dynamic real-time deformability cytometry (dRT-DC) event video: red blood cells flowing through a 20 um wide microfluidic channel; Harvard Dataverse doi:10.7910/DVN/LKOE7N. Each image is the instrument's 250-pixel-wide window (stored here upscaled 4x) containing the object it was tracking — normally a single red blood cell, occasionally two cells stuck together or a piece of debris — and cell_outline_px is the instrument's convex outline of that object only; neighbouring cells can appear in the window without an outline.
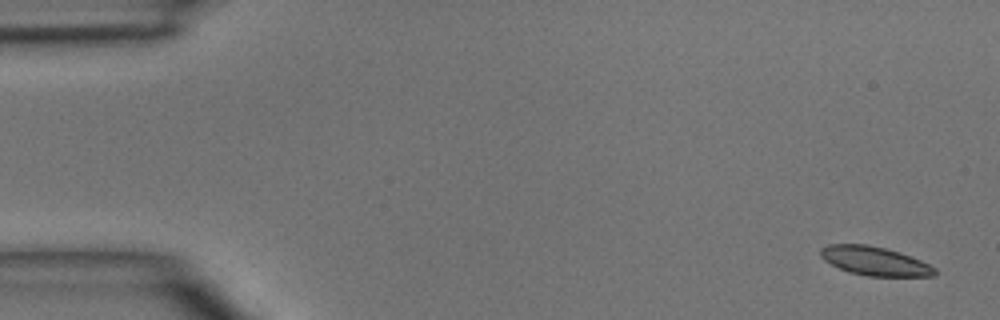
{"species": "common noctule bat (a hibernating species)", "species_latin": "Nyctalus noctula", "temperature_condition": "room temperature", "stored_images_in_passage": 3, "camera_frame_rate_fps": 3000, "um_per_image_px": 0.085, "animal": {"sex": "male", "body_mass_g": 15.6}, "frame": {"image": 1, "passage_image": 1, "time_ms": 0.0, "image_size_px": [1000, 320], "cell_outline_px": [[936, 272], [932, 276], [868, 276], [848, 272], [824, 260], [820, 256], [820, 248], [828, 244], [868, 244], [900, 252], [912, 256], [936, 268]], "centroid_in_image_um": [74.33, 22.18], "position_along_channel_um": 10.7, "area_um2": 19.19}}
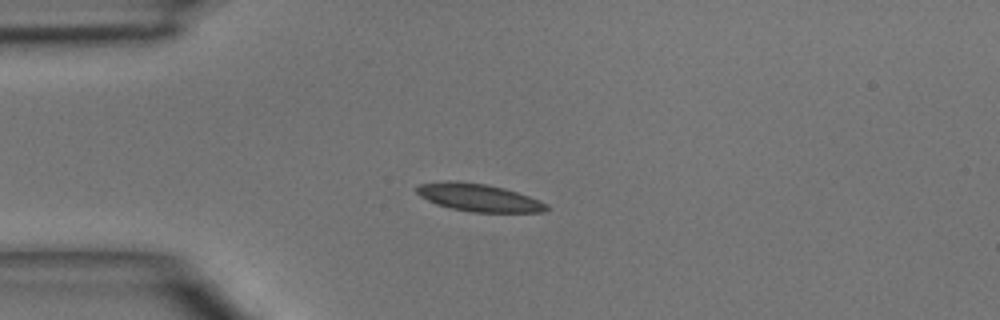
{"frame": {"image": 2, "passage_image": 3, "time_ms": 3.333, "image_size_px": [1000, 320], "cell_outline_px": [[548, 208], [544, 212], [472, 212], [452, 208], [436, 204], [420, 196], [416, 192], [416, 188], [420, 184], [448, 180], [456, 180], [484, 184], [504, 188], [528, 196], [548, 204]], "centroid_in_image_um": [40.67, 16.79], "position_along_channel_um": 44.3, "area_um2": 20.75}}